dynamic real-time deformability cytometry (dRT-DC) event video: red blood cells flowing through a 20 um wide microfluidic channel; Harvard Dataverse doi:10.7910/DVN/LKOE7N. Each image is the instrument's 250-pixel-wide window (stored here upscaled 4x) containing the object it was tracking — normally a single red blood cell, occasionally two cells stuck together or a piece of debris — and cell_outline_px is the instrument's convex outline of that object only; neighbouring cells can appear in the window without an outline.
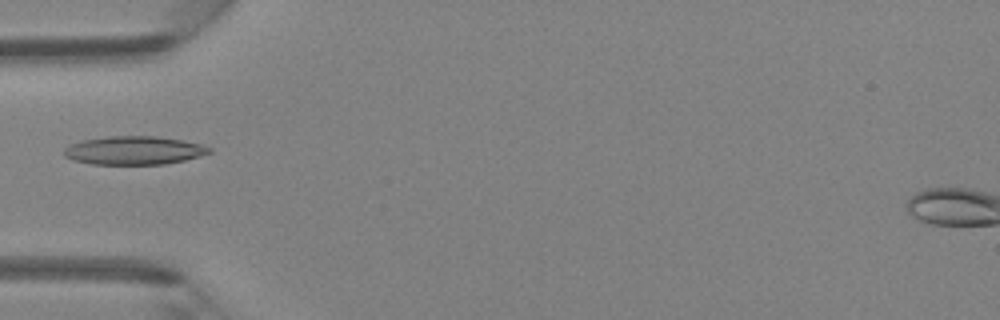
{"species": "Egyptian fruit bat (a non-hibernating species)", "species_latin": "Rousettus aegyptiacus", "temperature_condition": "room temperature", "stored_images_in_passage": 1, "camera_frame_rate_fps": 3000, "um_per_image_px": 0.085, "animal": {"sex": "female"}, "frame": {"image": 1, "passage_image": 1, "time_ms": 0.0, "image_size_px": [1000, 320], "cell_outline_px": [[212, 152], [200, 156], [184, 160], [164, 164], [92, 164], [72, 160], [64, 156], [64, 148], [72, 144], [84, 140], [108, 136], [156, 136], [184, 140], [200, 144], [212, 148]], "centroid_in_image_um": [11.41, 12.78], "position_along_channel_um": 73.6, "area_um2": 24.04}}